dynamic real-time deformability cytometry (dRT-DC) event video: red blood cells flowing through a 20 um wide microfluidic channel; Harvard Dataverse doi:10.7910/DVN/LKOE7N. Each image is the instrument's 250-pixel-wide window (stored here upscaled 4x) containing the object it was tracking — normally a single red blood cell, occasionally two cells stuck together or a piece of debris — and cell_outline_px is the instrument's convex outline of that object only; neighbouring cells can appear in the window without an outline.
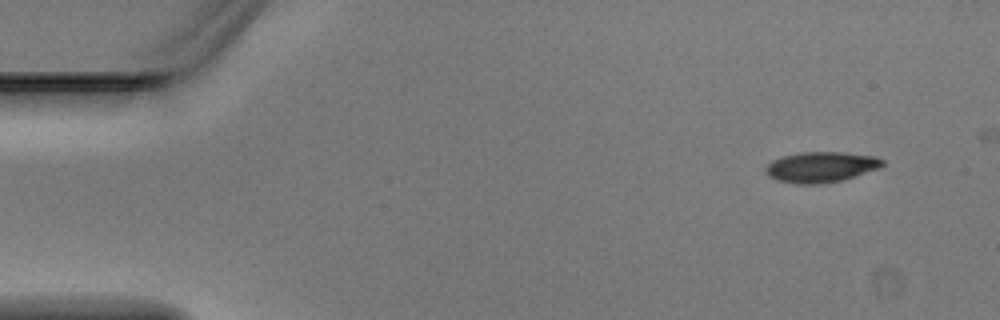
{"species": "Egyptian fruit bat (a non-hibernating species)", "species_latin": "Rousettus aegyptiacus", "temperature_condition": "warm", "stored_images_in_passage": 4, "camera_frame_rate_fps": 3000, "um_per_image_px": 0.085, "animal": {"sex": "male"}, "frame": {"image": 1, "passage_image": 1, "time_ms": 0.0, "image_size_px": [1000, 320], "cell_outline_px": [[884, 164], [880, 168], [840, 180], [820, 184], [796, 184], [776, 180], [768, 176], [764, 172], [764, 168], [772, 160], [784, 156], [800, 152], [844, 152], [876, 156], [884, 160]], "centroid_in_image_um": [69.76, 14.19], "position_along_channel_um": 15.2, "area_um2": 20.87}}